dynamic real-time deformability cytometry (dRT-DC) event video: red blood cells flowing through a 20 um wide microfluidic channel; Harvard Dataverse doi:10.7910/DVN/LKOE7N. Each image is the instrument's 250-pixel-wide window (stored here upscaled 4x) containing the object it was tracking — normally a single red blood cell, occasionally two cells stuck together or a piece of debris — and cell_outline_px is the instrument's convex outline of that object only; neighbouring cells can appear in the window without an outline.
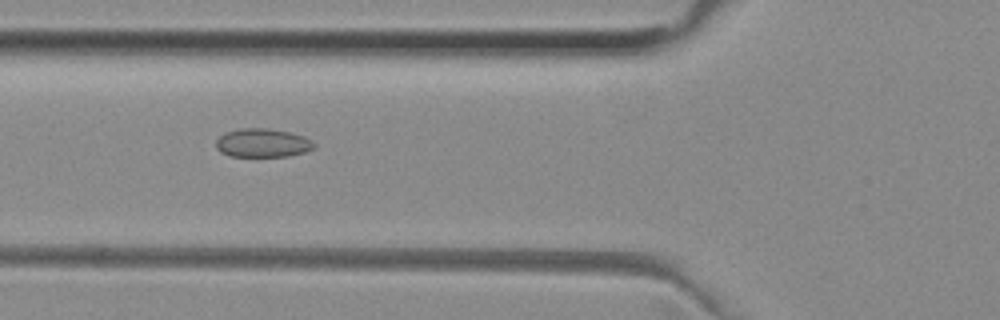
{"species": "common noctule bat (a hibernating species)", "species_latin": "Nyctalus noctula", "temperature_condition": "room temperature", "stored_images_in_passage": 50, "camera_frame_rate_fps": 3000, "um_per_image_px": 0.085, "animal": {"sex": "female", "body_mass_g": 29.2, "forearm_length_mm": 56.3}, "frame": {"image": 1, "passage_image": 17, "time_ms": 5.333, "image_size_px": [1000, 320], "cell_outline_px": [[316, 144], [312, 148], [304, 152], [288, 156], [228, 156], [220, 152], [216, 148], [216, 140], [224, 132], [240, 128], [268, 128], [288, 132], [304, 136], [312, 140]], "centroid_in_image_um": [22.29, 12.14], "position_along_channel_um": 103.5, "area_um2": 16.42}}
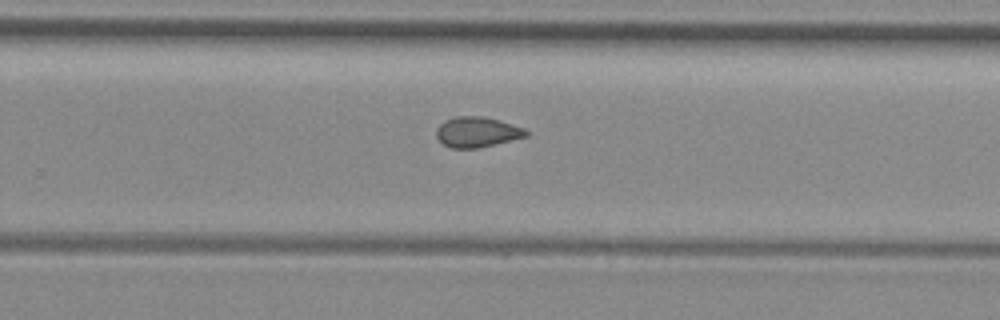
{"frame": {"image": 2, "passage_image": 31, "time_ms": 10.0, "image_size_px": [1000, 320], "cell_outline_px": [[528, 136], [476, 148], [452, 148], [444, 144], [436, 136], [436, 128], [444, 120], [456, 116], [484, 116], [500, 120], [524, 128], [528, 132]], "centroid_in_image_um": [40.54, 11.2], "position_along_channel_um": 289.3, "area_um2": 15.78}}
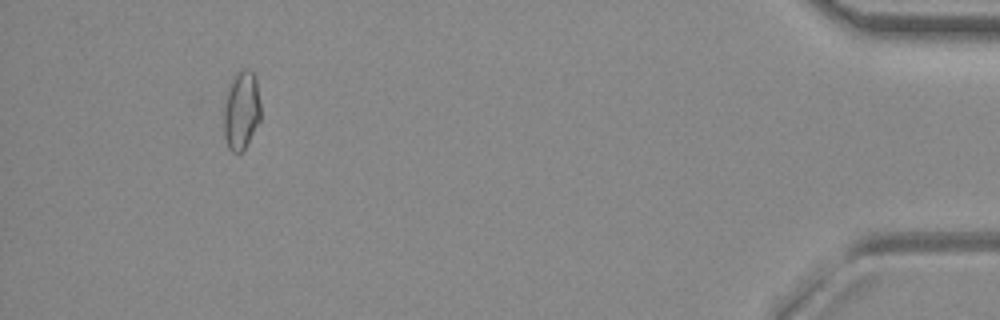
{"frame": {"image": 3, "passage_image": 46, "time_ms": 15.0, "image_size_px": [1000, 320], "cell_outline_px": [[260, 120], [244, 148], [240, 152], [232, 152], [228, 148], [224, 136], [224, 108], [228, 88], [232, 76], [236, 72], [244, 68], [248, 68], [256, 76], [260, 104]], "centroid_in_image_um": [20.51, 9.33], "position_along_channel_um": 414.7, "area_um2": 16.94}, "authors_computed_cell_mechanics": {"area_um2": 16.3863, "velocity_mm_per_s": 3.9895, "shape_relaxation_time_tau1_ms": null, "shape_relaxation_time_tau2_ms": 2.8672, "deformation_change_tau1": null, "deformation_change_tau2": 0.0762}}